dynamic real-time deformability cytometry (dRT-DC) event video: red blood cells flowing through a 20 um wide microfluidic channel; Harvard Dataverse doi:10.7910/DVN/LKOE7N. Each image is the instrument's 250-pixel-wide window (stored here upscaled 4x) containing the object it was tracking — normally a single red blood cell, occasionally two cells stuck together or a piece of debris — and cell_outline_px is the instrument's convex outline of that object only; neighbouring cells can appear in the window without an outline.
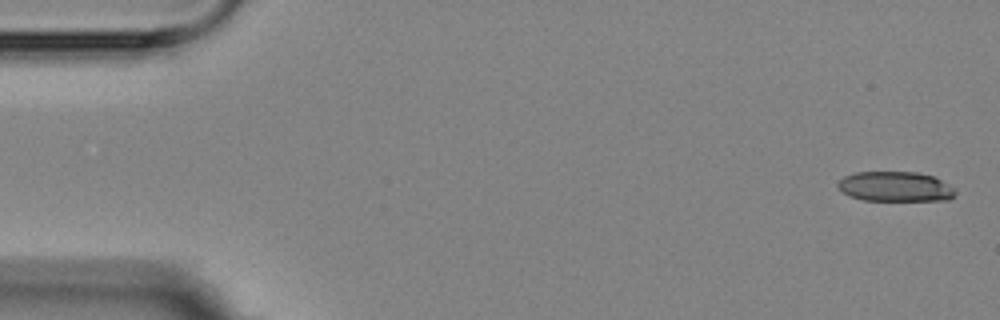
{"species": "Egyptian fruit bat (a non-hibernating species)", "species_latin": "Rousettus aegyptiacus", "temperature_condition": "room temperature", "stored_images_in_passage": 6, "segment_of_instrument_passage": [1, 2], "camera_frame_rate_fps": 3000, "um_per_image_px": 0.085, "animal": {"sex": "female"}, "frame": {"image": 1, "passage_image": 1, "time_ms": 0.0, "image_size_px": [1000, 320], "cell_outline_px": [[956, 192], [948, 200], [864, 200], [848, 196], [836, 184], [844, 176], [856, 172], [916, 172], [932, 176], [940, 180], [952, 188]], "centroid_in_image_um": [76.05, 15.86], "position_along_channel_um": 8.9, "area_um2": 20.17}}
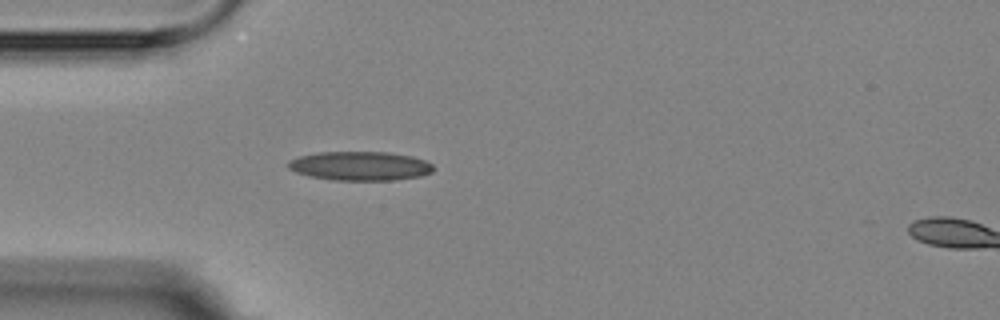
{"frame": {"image": 2, "passage_image": 5, "time_ms": 4.667, "image_size_px": [1000, 320], "cell_outline_px": [[436, 168], [432, 172], [420, 176], [396, 180], [332, 180], [308, 176], [296, 172], [288, 168], [288, 160], [300, 156], [316, 152], [388, 152], [412, 156], [424, 160], [432, 164]], "centroid_in_image_um": [30.61, 14.11], "position_along_channel_um": 54.4, "area_um2": 24.74}}